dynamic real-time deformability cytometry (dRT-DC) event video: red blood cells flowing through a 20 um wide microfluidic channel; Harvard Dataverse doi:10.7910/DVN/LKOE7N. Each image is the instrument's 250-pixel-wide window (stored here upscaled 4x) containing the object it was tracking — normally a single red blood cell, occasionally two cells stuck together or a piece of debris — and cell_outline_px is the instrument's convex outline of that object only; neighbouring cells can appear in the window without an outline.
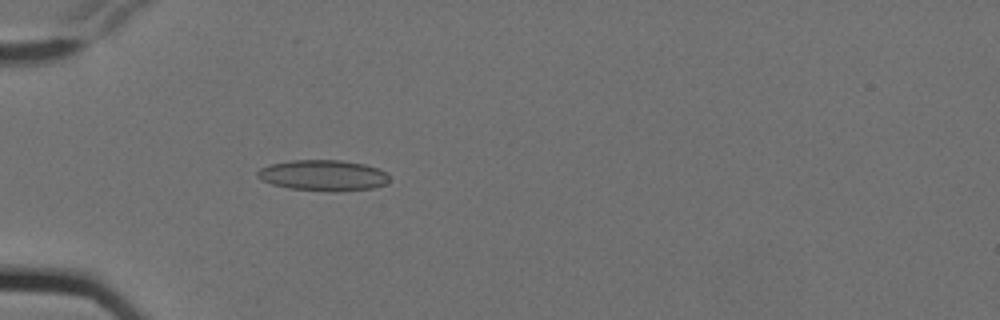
{"species": "Egyptian fruit bat (a non-hibernating species)", "species_latin": "Rousettus aegyptiacus", "temperature_condition": "cold", "stored_images_in_passage": 5, "camera_frame_rate_fps": 3000, "um_per_image_px": 0.085, "animal": {"sex": "female"}, "frame": {"image": 1, "passage_image": 5, "time_ms": 1.333, "image_size_px": [1000, 320], "cell_outline_px": [[392, 176], [384, 184], [372, 188], [336, 192], [328, 192], [288, 188], [272, 184], [256, 176], [256, 172], [260, 168], [272, 164], [292, 160], [340, 160], [364, 164], [388, 172]], "centroid_in_image_um": [27.49, 14.91], "position_along_channel_um": 57.5, "area_um2": 23.81}}